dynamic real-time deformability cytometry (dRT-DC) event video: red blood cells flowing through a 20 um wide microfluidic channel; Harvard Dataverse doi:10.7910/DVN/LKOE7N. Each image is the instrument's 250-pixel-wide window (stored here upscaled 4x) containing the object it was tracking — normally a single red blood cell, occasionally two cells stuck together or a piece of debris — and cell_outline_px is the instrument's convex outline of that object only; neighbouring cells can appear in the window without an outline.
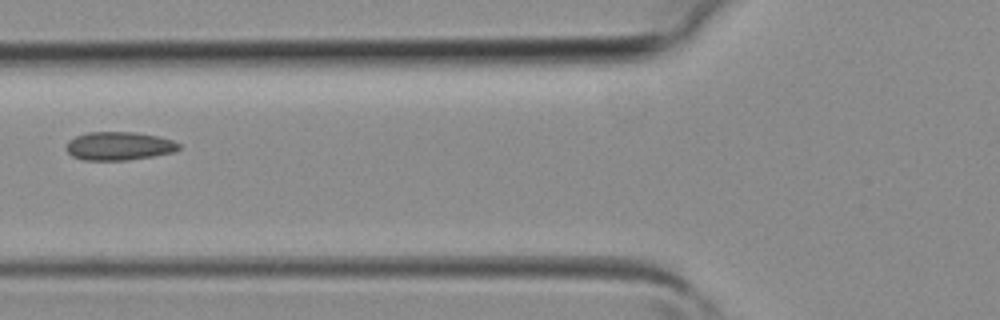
{"species": "common noctule bat (a hibernating species)", "species_latin": "Nyctalus noctula", "temperature_condition": "room temperature", "stored_images_in_passage": 3, "camera_frame_rate_fps": 3000, "um_per_image_px": 0.085, "animal": {"sex": "female", "body_mass_g": 19.3, "forearm_length_mm": 54.1}, "frame": {"image": 1, "passage_image": 3, "time_ms": 0.667, "image_size_px": [1000, 320], "cell_outline_px": [[180, 148], [176, 152], [128, 160], [84, 160], [72, 156], [68, 152], [68, 140], [76, 136], [88, 132], [136, 132], [156, 136], [172, 140], [180, 144]], "centroid_in_image_um": [10.14, 12.41], "position_along_channel_um": 115.7, "area_um2": 18.55}}